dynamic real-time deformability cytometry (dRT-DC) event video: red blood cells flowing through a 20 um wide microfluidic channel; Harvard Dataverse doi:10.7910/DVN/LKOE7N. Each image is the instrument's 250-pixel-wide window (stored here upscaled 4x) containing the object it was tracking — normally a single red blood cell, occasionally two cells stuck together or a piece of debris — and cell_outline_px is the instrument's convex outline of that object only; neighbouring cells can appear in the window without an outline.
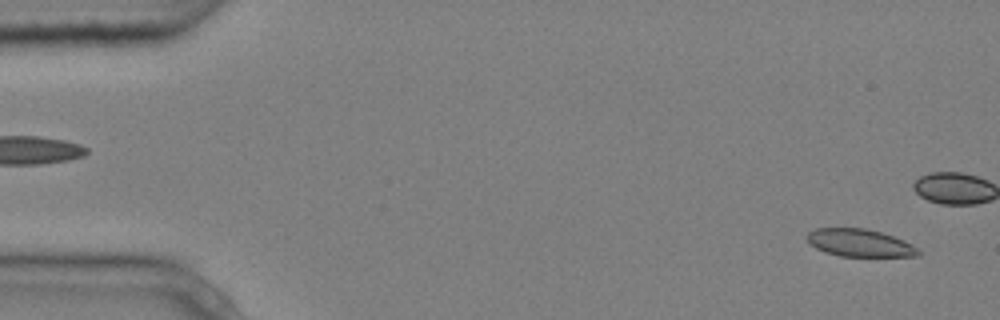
{"species": "common noctule bat (a hibernating species)", "species_latin": "Nyctalus noctula", "temperature_condition": "cold", "stored_images_in_passage": 5, "camera_frame_rate_fps": 3000, "um_per_image_px": 0.085, "animal": {"sex": "male", "body_mass_g": 20.4}, "frame": {"image": 1, "passage_image": 5, "time_ms": 1.333, "image_size_px": [1000, 320], "cell_outline_px": [[920, 256], [840, 256], [824, 252], [816, 248], [804, 236], [808, 232], [816, 228], [864, 228], [880, 232], [904, 240], [912, 244], [920, 252]], "centroid_in_image_um": [73.05, 20.64], "position_along_channel_um": 11.9, "area_um2": 17.8}}